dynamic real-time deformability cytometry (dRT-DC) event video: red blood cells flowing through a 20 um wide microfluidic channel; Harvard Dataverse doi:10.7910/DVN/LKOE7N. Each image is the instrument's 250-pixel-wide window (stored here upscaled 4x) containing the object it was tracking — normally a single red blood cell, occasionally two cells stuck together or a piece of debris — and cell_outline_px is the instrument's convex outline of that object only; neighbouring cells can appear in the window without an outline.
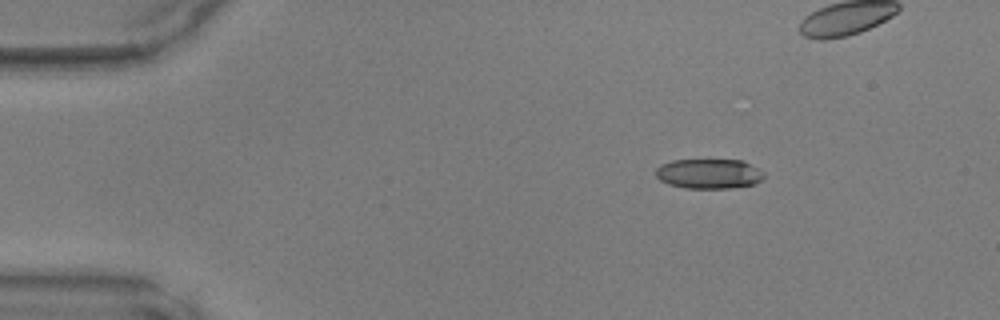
{"species": "common noctule bat (a hibernating species)", "species_latin": "Nyctalus noctula", "temperature_condition": "warm", "stored_images_in_passage": 36, "camera_frame_rate_fps": 3000, "um_per_image_px": 0.085, "animal": {"sex": "male", "body_mass_g": 17.9, "forearm_length_mm": 54.2}, "frame": {"image": 1, "passage_image": 1, "time_ms": 0.0, "image_size_px": [1000, 320], "cell_outline_px": [[764, 176], [756, 184], [732, 188], [684, 188], [668, 184], [660, 180], [656, 176], [656, 168], [660, 164], [672, 160], [740, 160], [764, 172]], "centroid_in_image_um": [60.22, 14.77], "position_along_channel_um": 24.8, "area_um2": 18.79}}
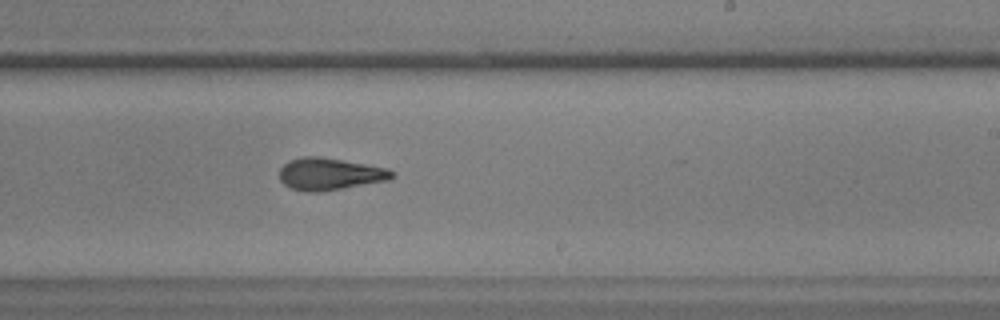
{"frame": {"image": 2, "passage_image": 23, "time_ms": 7.333, "image_size_px": [1000, 320], "cell_outline_px": [[396, 176], [392, 180], [320, 192], [304, 192], [292, 188], [284, 184], [280, 180], [280, 168], [288, 160], [304, 156], [320, 156], [388, 168]], "centroid_in_image_um": [28.05, 14.79], "position_along_channel_um": 261.0, "area_um2": 21.27}}
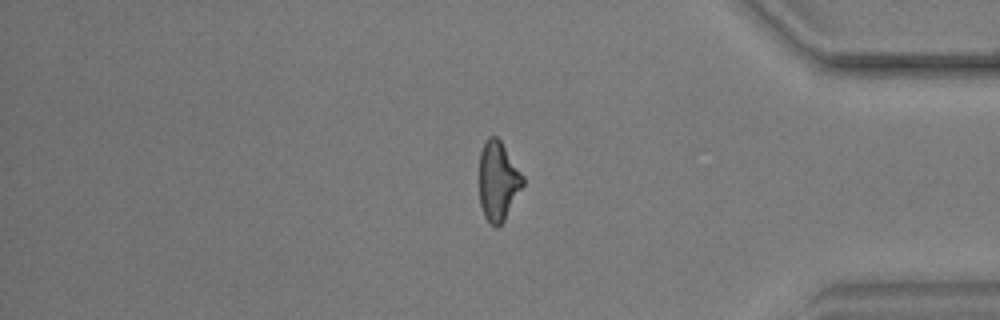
{"frame": {"image": 3, "passage_image": 34, "time_ms": 11.0, "image_size_px": [1000, 320], "cell_outline_px": [[524, 184], [504, 220], [496, 228], [484, 216], [480, 204], [480, 152], [484, 140], [488, 136], [496, 136], [500, 140], [524, 176]], "centroid_in_image_um": [42.33, 15.36], "position_along_channel_um": 392.9, "area_um2": 20.0}}